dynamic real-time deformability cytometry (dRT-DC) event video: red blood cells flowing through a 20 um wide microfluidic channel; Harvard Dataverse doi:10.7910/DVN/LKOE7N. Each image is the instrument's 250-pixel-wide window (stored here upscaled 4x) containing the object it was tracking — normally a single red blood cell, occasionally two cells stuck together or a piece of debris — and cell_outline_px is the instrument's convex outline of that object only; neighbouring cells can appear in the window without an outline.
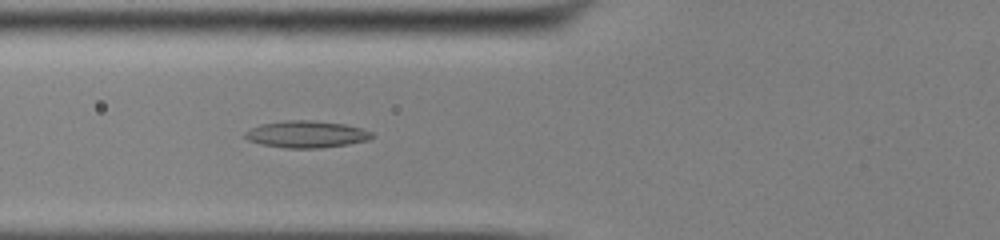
{"species": "common noctule bat (a hibernating species)", "species_latin": "Nyctalus noctula", "temperature_condition": "cold", "stored_images_in_passage": 54, "camera_frame_rate_fps": 3000, "um_per_image_px": 0.085, "animal": {"sex": "male", "body_mass_g": 13.0, "forearm_length_mm": 53.1}, "frame": {"image": 1, "passage_image": 22, "time_ms": 7.0, "image_size_px": [1000, 240], "cell_outline_px": [[376, 136], [368, 140], [348, 144], [320, 148], [284, 148], [260, 144], [248, 140], [244, 136], [244, 132], [260, 124], [288, 120], [308, 120], [344, 124], [364, 128], [372, 132]], "centroid_in_image_um": [26.07, 11.41], "position_along_channel_um": 99.7, "area_um2": 20.0}}
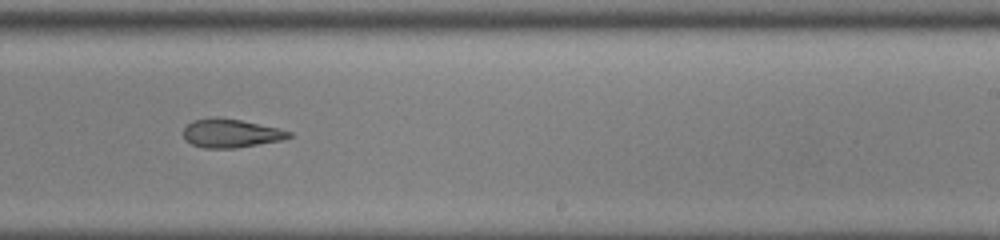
{"frame": {"image": 2, "passage_image": 35, "time_ms": 11.333, "image_size_px": [1000, 240], "cell_outline_px": [[292, 136], [280, 140], [236, 148], [204, 148], [192, 144], [184, 140], [184, 128], [192, 120], [212, 116], [216, 116], [240, 120], [276, 128], [292, 132]], "centroid_in_image_um": [19.56, 11.32], "position_along_channel_um": 269.4, "area_um2": 17.51}}
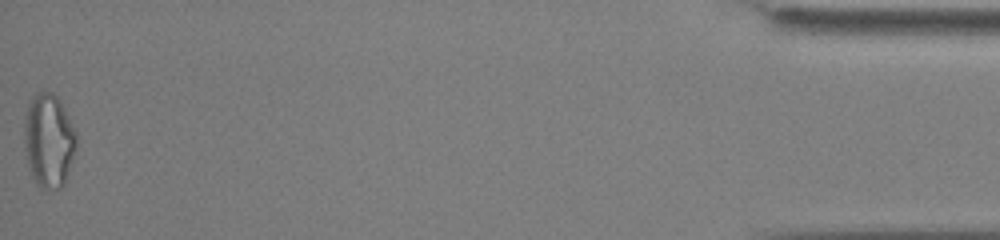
{"frame": {"image": 3, "passage_image": 54, "time_ms": 17.667, "image_size_px": [1000, 240], "cell_outline_px": [[76, 148], [64, 184], [60, 188], [44, 188], [36, 184], [28, 168], [24, 144], [24, 116], [28, 100], [36, 92], [52, 92], [60, 100], [76, 132]], "centroid_in_image_um": [4.11, 11.91], "position_along_channel_um": 431.1, "area_um2": 28.67}, "authors_computed_cell_mechanics": {"area_um2": 19.8543, "velocity_mm_per_s": 3.9108, "shape_relaxation_time_tau1_ms": null, "shape_relaxation_time_tau2_ms": 4.0932, "deformation_change_tau1": null, "deformation_change_tau2": 0.1405}}